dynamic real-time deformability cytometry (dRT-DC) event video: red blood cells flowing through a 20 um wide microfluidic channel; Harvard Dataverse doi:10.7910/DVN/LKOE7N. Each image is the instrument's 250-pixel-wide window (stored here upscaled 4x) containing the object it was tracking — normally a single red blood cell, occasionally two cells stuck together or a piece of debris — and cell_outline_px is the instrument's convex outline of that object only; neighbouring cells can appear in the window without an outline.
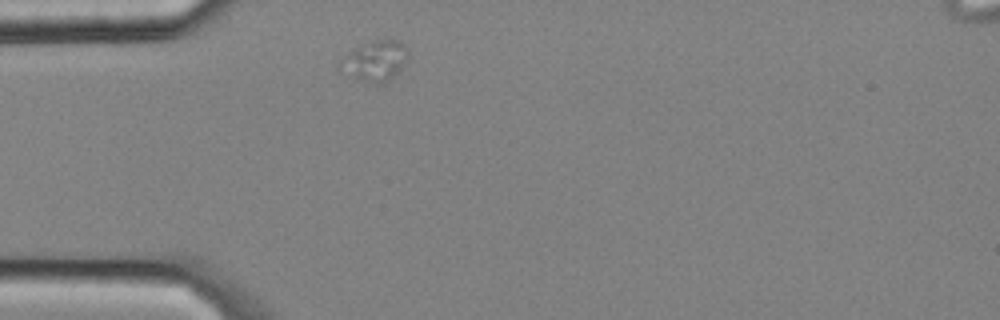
{"species": "common noctule bat (a hibernating species)", "species_latin": "Nyctalus noctula", "temperature_condition": "cold", "stored_images_in_passage": 1, "camera_frame_rate_fps": 3000, "um_per_image_px": 0.085, "animal": {"sex": "male", "body_mass_g": 20.4}, "frame": {"image": 1, "passage_image": 1, "time_ms": 0.0, "image_size_px": [1000, 320], "cell_outline_px": [[408, 60], [384, 84], [372, 84], [356, 76], [348, 56], [356, 48], [372, 40], [400, 40], [408, 48]], "centroid_in_image_um": [32.19, 5.11], "position_along_channel_um": 52.8, "area_um2": 14.1}}